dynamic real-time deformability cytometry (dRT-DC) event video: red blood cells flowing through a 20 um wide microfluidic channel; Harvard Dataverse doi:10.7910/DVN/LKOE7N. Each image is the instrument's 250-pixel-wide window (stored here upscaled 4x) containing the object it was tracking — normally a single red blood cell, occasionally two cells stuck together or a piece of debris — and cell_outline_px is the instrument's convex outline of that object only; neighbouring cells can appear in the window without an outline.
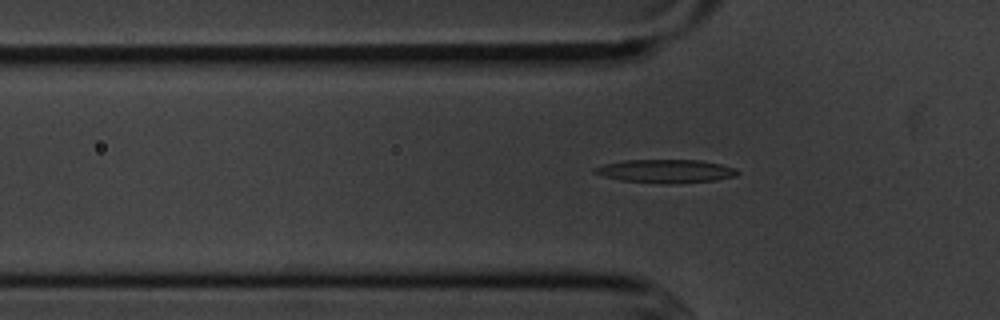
{"species": "common noctule bat (a hibernating species)", "species_latin": "Nyctalus noctula", "temperature_condition": "cold", "stored_images_in_passage": 47, "segment_of_instrument_passage": [1, 2], "camera_frame_rate_fps": 3000, "um_per_image_px": 0.085, "animal": {"sex": "male", "body_mass_g": 20.1, "forearm_length_mm": 53.5}, "frame": {"image": 1, "passage_image": 13, "time_ms": 4.0, "image_size_px": [1000, 320], "cell_outline_px": [[740, 172], [736, 176], [716, 180], [672, 184], [664, 184], [620, 180], [604, 176], [592, 172], [592, 168], [604, 164], [624, 160], [700, 160], [720, 164], [736, 168]], "centroid_in_image_um": [56.59, 14.55], "position_along_channel_um": 69.2, "area_um2": 19.59}}
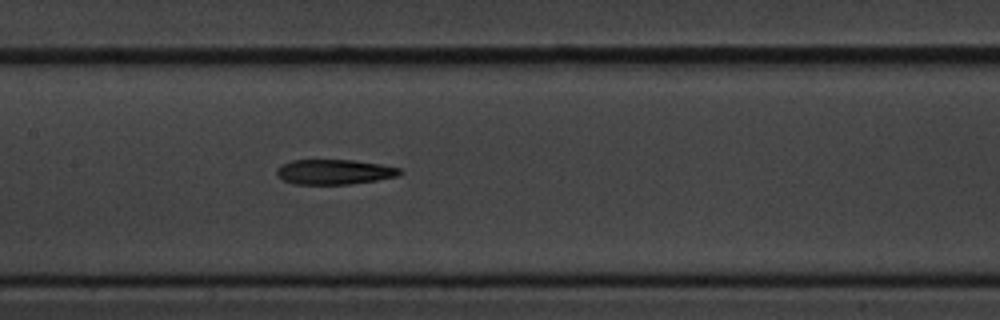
{"frame": {"image": 2, "passage_image": 22, "time_ms": 7.0, "image_size_px": [1000, 320], "cell_outline_px": [[404, 172], [400, 176], [352, 184], [296, 184], [284, 180], [276, 176], [276, 168], [280, 164], [292, 160], [356, 160], [380, 164], [400, 168]], "centroid_in_image_um": [28.42, 14.61], "position_along_channel_um": 179.0, "area_um2": 18.15}}
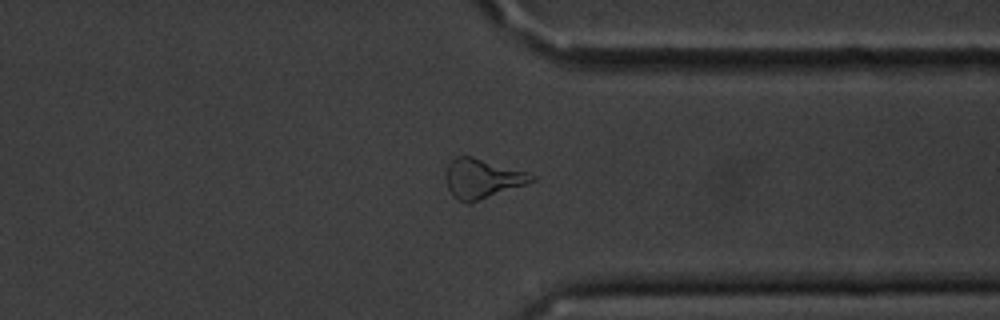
{"frame": {"image": 3, "passage_image": 38, "time_ms": 12.333, "image_size_px": [1000, 320], "cell_outline_px": [[536, 180], [480, 200], [468, 204], [452, 196], [444, 180], [444, 172], [448, 164], [456, 156], [472, 156], [528, 172], [536, 176]], "centroid_in_image_um": [40.94, 15.17], "position_along_channel_um": 370.5, "area_um2": 19.83}}